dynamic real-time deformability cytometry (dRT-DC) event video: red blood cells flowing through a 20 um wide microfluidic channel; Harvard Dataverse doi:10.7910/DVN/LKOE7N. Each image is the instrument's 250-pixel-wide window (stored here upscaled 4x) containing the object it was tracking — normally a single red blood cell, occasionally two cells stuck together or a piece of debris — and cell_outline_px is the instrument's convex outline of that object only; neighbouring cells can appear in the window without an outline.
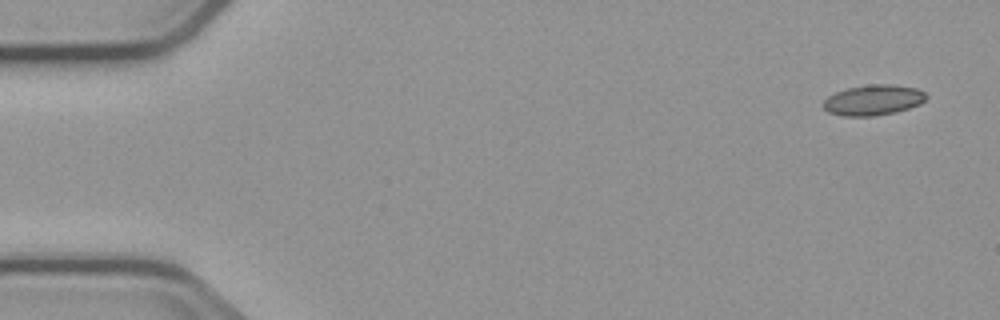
{"species": "common noctule bat (a hibernating species)", "species_latin": "Nyctalus noctula", "temperature_condition": "cold", "stored_images_in_passage": 3, "camera_frame_rate_fps": 3000, "um_per_image_px": 0.085, "animal": {"sex": "male", "body_mass_g": 23.1, "forearm_length_mm": 52.7}, "frame": {"image": 1, "passage_image": 1, "time_ms": 0.0, "image_size_px": [1000, 320], "cell_outline_px": [[928, 96], [920, 104], [896, 112], [876, 116], [844, 116], [828, 112], [824, 108], [824, 100], [828, 96], [836, 92], [848, 88], [868, 84], [892, 84], [916, 88], [924, 92]], "centroid_in_image_um": [74.24, 8.5], "position_along_channel_um": 10.8, "area_um2": 18.26}}